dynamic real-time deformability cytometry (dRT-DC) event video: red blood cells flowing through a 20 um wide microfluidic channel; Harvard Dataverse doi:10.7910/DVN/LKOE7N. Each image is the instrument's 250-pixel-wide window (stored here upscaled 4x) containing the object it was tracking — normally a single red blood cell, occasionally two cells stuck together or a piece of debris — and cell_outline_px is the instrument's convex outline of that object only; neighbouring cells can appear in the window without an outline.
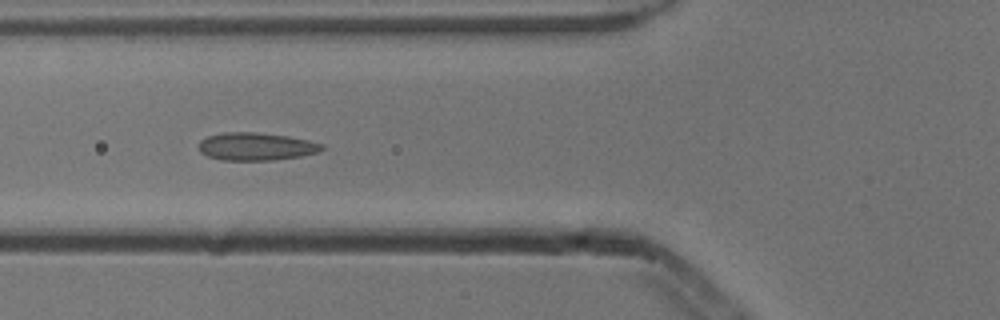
{"species": "common noctule bat (a hibernating species)", "species_latin": "Nyctalus noctula", "temperature_condition": "cold", "stored_images_in_passage": 7, "camera_frame_rate_fps": 3000, "um_per_image_px": 0.085, "animal": {"sex": "male", "body_mass_g": 13.3}, "frame": {"image": 1, "passage_image": 4, "time_ms": 1.0, "image_size_px": [1000, 320], "cell_outline_px": [[324, 148], [320, 152], [300, 156], [272, 160], [224, 160], [208, 156], [200, 152], [200, 140], [208, 136], [224, 132], [256, 132], [288, 136], [308, 140], [324, 144]], "centroid_in_image_um": [21.8, 12.45], "position_along_channel_um": 104.0, "area_um2": 19.88}}
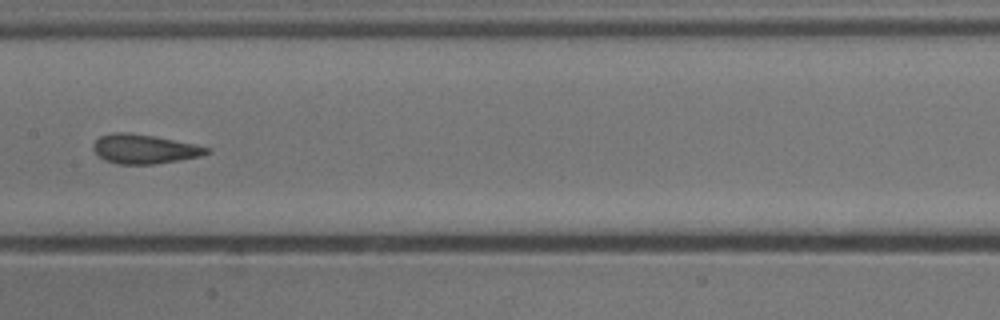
{"frame": {"image": 2, "passage_image": 6, "time_ms": 1.667, "image_size_px": [1000, 320], "cell_outline_px": [[212, 152], [200, 156], [152, 164], [116, 164], [104, 160], [92, 148], [92, 144], [100, 136], [112, 132], [128, 132], [152, 136], [212, 148]], "centroid_in_image_um": [12.23, 12.66], "position_along_channel_um": 195.2, "area_um2": 19.13}}
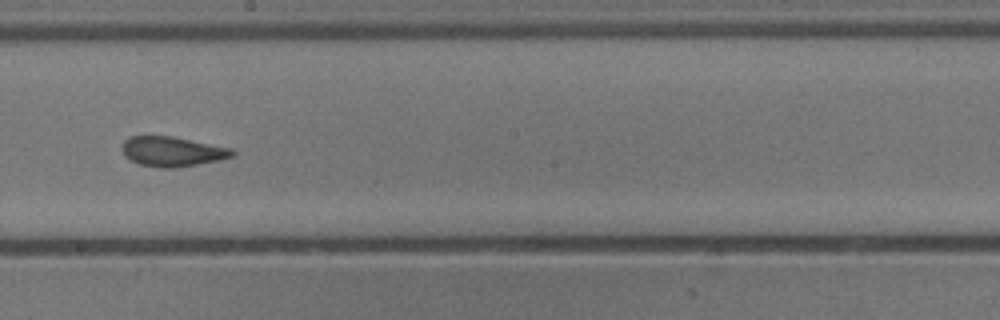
{"frame": {"image": 3, "passage_image": 7, "time_ms": 2.0, "image_size_px": [1000, 320], "cell_outline_px": [[236, 152], [232, 156], [220, 160], [176, 168], [160, 168], [140, 164], [128, 160], [124, 156], [120, 148], [120, 144], [128, 136], [172, 136], [232, 148]], "centroid_in_image_um": [14.59, 12.88], "position_along_channel_um": 233.6, "area_um2": 19.48}}